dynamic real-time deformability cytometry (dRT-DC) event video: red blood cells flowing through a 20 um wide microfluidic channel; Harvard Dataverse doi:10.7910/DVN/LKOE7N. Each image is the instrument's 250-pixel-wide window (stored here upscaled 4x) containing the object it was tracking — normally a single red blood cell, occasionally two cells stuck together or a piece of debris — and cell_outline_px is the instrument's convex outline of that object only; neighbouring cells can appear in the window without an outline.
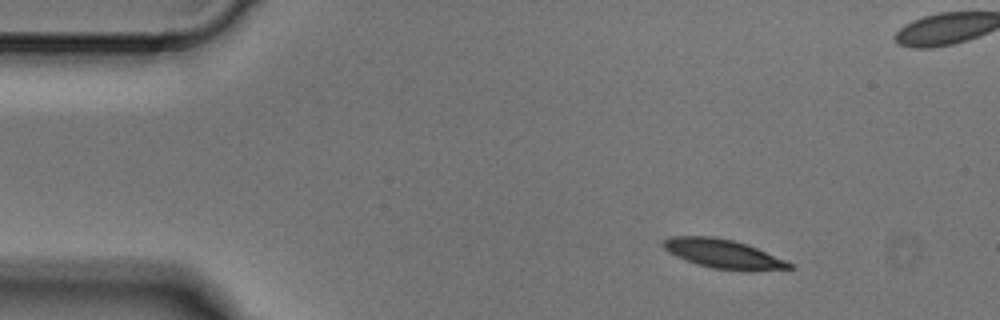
{"species": "Egyptian fruit bat (a non-hibernating species)", "species_latin": "Rousettus aegyptiacus", "temperature_condition": "cold", "stored_images_in_passage": 4, "camera_frame_rate_fps": 3000, "um_per_image_px": 0.085, "animal": {"sex": "male"}, "frame": {"image": 1, "passage_image": 2, "time_ms": 0.333, "image_size_px": [1000, 320], "cell_outline_px": [[796, 268], [752, 272], [712, 268], [676, 256], [668, 252], [660, 244], [668, 236], [712, 236], [732, 240], [748, 244], [796, 264]], "centroid_in_image_um": [61.56, 21.59], "position_along_channel_um": 23.4, "area_um2": 21.68}}